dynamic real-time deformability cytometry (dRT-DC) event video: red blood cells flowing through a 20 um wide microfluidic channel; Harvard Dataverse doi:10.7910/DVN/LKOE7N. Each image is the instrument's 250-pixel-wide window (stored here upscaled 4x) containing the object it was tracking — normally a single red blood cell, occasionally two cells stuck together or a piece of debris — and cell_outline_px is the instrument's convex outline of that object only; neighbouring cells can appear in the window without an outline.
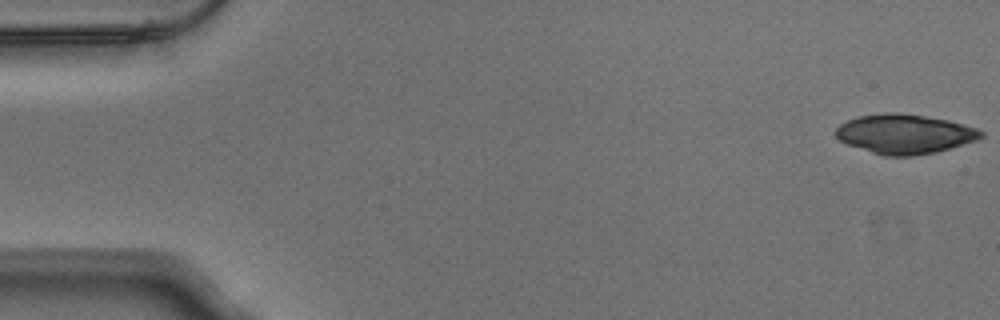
{"species": "Egyptian fruit bat (a non-hibernating species)", "species_latin": "Rousettus aegyptiacus", "temperature_condition": "warm", "stored_images_in_passage": 52, "camera_frame_rate_fps": 3000, "um_per_image_px": 0.085, "animal": {"sex": "male"}, "frame": {"image": 1, "passage_image": 1, "time_ms": 0.0, "image_size_px": [1000, 320], "cell_outline_px": [[984, 136], [976, 140], [936, 152], [912, 156], [884, 156], [848, 144], [840, 140], [836, 136], [836, 128], [840, 124], [848, 120], [860, 116], [884, 112], [900, 112], [948, 120], [964, 124], [976, 128], [984, 132]], "centroid_in_image_um": [76.91, 11.38], "position_along_channel_um": 8.1, "area_um2": 33.23}}
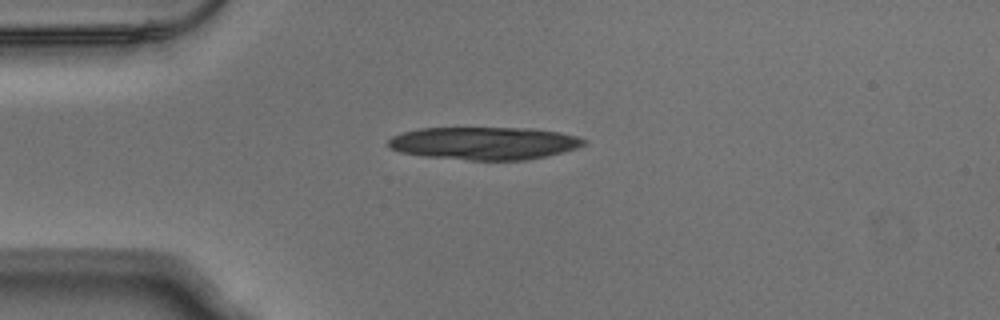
{"frame": {"image": 2, "passage_image": 13, "time_ms": 4.0, "image_size_px": [1000, 320], "cell_outline_px": [[588, 140], [584, 144], [576, 148], [548, 156], [528, 160], [468, 160], [420, 156], [400, 152], [388, 148], [388, 140], [392, 136], [404, 132], [420, 128], [532, 128], [560, 132], [576, 136]], "centroid_in_image_um": [41.15, 12.18], "position_along_channel_um": 43.9, "area_um2": 37.57}}
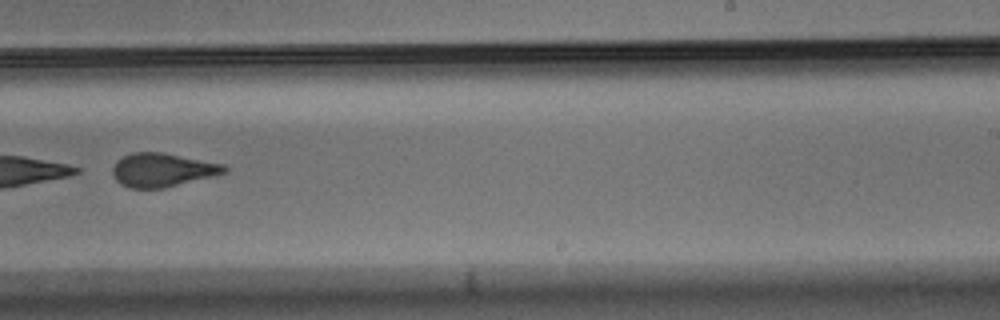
{"frame": {"image": 3, "passage_image": 33, "time_ms": 10.667, "image_size_px": [1000, 320], "cell_outline_px": [[228, 172], [164, 188], [128, 188], [120, 184], [116, 180], [112, 172], [112, 168], [116, 160], [132, 152], [164, 152], [224, 164], [228, 168]], "centroid_in_image_um": [13.79, 14.44], "position_along_channel_um": 275.2, "area_um2": 22.02}}